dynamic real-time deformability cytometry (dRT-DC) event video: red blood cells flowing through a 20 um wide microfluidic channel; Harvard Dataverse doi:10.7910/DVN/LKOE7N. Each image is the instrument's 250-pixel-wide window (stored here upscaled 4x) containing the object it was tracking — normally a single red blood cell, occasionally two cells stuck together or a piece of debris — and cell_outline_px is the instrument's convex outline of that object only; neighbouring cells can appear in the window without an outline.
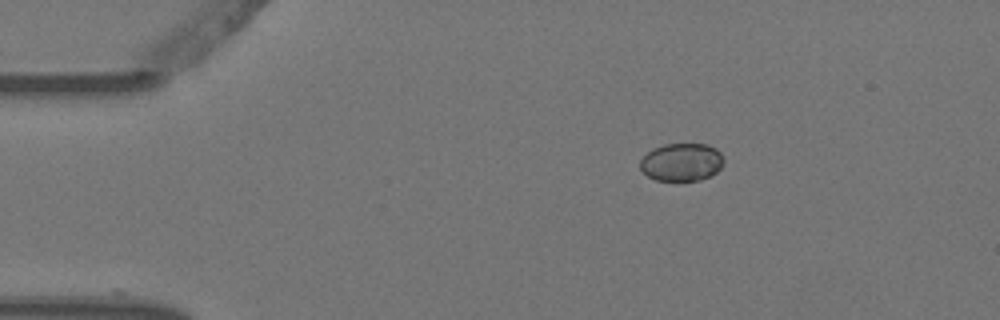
{"species": "Egyptian fruit bat (a non-hibernating species)", "species_latin": "Rousettus aegyptiacus", "temperature_condition": "warm", "stored_images_in_passage": 4, "camera_frame_rate_fps": 3000, "um_per_image_px": 0.085, "animal": {"sex": "female"}, "frame": {"image": 1, "passage_image": 2, "time_ms": 0.333, "image_size_px": [1000, 320], "cell_outline_px": [[724, 164], [712, 176], [700, 180], [656, 180], [648, 176], [640, 168], [640, 160], [652, 148], [664, 144], [708, 144], [716, 148], [720, 152], [724, 160]], "centroid_in_image_um": [57.96, 13.77], "position_along_channel_um": 27.0, "area_um2": 18.55}}